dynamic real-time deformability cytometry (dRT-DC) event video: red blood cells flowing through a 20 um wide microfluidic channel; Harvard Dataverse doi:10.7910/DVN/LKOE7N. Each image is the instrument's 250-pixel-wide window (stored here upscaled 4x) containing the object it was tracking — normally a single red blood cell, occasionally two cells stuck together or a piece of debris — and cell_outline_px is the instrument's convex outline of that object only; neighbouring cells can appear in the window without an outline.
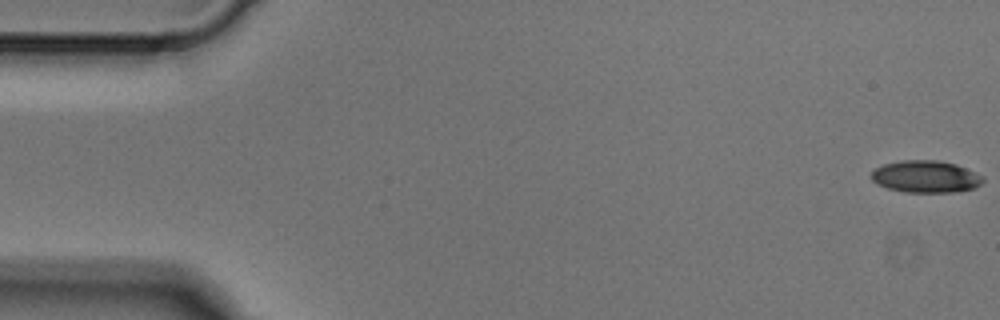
{"species": "Egyptian fruit bat (a non-hibernating species)", "species_latin": "Rousettus aegyptiacus", "temperature_condition": "cold", "stored_images_in_passage": 5, "segment_of_instrument_passage": [1, 2], "camera_frame_rate_fps": 3000, "um_per_image_px": 0.085, "animal": {"sex": "male"}, "frame": {"image": 1, "passage_image": 1, "time_ms": 0.0, "image_size_px": [1000, 320], "cell_outline_px": [[984, 180], [976, 188], [956, 192], [908, 192], [888, 188], [876, 184], [872, 180], [872, 172], [876, 168], [884, 164], [904, 160], [940, 160], [956, 164], [984, 176]], "centroid_in_image_um": [78.72, 15.01], "position_along_channel_um": 6.3, "area_um2": 20.87}}
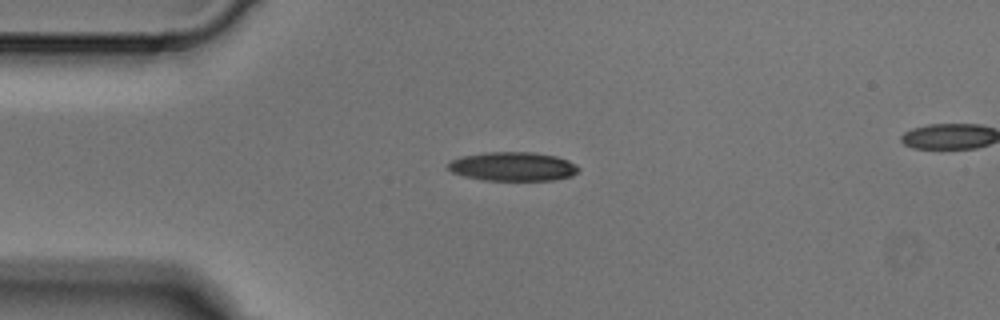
{"frame": {"image": 2, "passage_image": 4, "time_ms": 1.0, "image_size_px": [1000, 320], "cell_outline_px": [[580, 172], [572, 176], [552, 180], [484, 180], [464, 176], [452, 172], [448, 168], [448, 164], [452, 160], [460, 156], [484, 152], [536, 152], [556, 156], [568, 160], [576, 164], [580, 168]], "centroid_in_image_um": [43.63, 14.14], "position_along_channel_um": 41.4, "area_um2": 22.2}}